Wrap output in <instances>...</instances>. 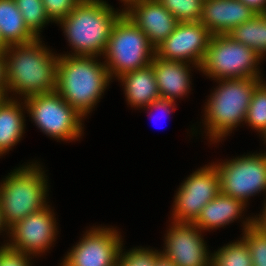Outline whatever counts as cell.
<instances>
[{
    "label": "cell",
    "instance_id": "15",
    "mask_svg": "<svg viewBox=\"0 0 266 266\" xmlns=\"http://www.w3.org/2000/svg\"><path fill=\"white\" fill-rule=\"evenodd\" d=\"M127 9L124 14L146 34L154 48L161 44L179 23L158 0H142L128 5Z\"/></svg>",
    "mask_w": 266,
    "mask_h": 266
},
{
    "label": "cell",
    "instance_id": "16",
    "mask_svg": "<svg viewBox=\"0 0 266 266\" xmlns=\"http://www.w3.org/2000/svg\"><path fill=\"white\" fill-rule=\"evenodd\" d=\"M255 15L239 0H204L199 22L213 35L228 34Z\"/></svg>",
    "mask_w": 266,
    "mask_h": 266
},
{
    "label": "cell",
    "instance_id": "23",
    "mask_svg": "<svg viewBox=\"0 0 266 266\" xmlns=\"http://www.w3.org/2000/svg\"><path fill=\"white\" fill-rule=\"evenodd\" d=\"M213 255L211 266H252L250 250L243 239L222 247Z\"/></svg>",
    "mask_w": 266,
    "mask_h": 266
},
{
    "label": "cell",
    "instance_id": "10",
    "mask_svg": "<svg viewBox=\"0 0 266 266\" xmlns=\"http://www.w3.org/2000/svg\"><path fill=\"white\" fill-rule=\"evenodd\" d=\"M174 201L175 222L193 223L203 207L220 193V180L215 165L205 166L187 178Z\"/></svg>",
    "mask_w": 266,
    "mask_h": 266
},
{
    "label": "cell",
    "instance_id": "7",
    "mask_svg": "<svg viewBox=\"0 0 266 266\" xmlns=\"http://www.w3.org/2000/svg\"><path fill=\"white\" fill-rule=\"evenodd\" d=\"M261 57L227 34L213 35L200 65L203 73L220 79L260 77L257 65Z\"/></svg>",
    "mask_w": 266,
    "mask_h": 266
},
{
    "label": "cell",
    "instance_id": "17",
    "mask_svg": "<svg viewBox=\"0 0 266 266\" xmlns=\"http://www.w3.org/2000/svg\"><path fill=\"white\" fill-rule=\"evenodd\" d=\"M151 63L161 99L174 101L188 92L190 75L187 63L164 60L156 55Z\"/></svg>",
    "mask_w": 266,
    "mask_h": 266
},
{
    "label": "cell",
    "instance_id": "24",
    "mask_svg": "<svg viewBox=\"0 0 266 266\" xmlns=\"http://www.w3.org/2000/svg\"><path fill=\"white\" fill-rule=\"evenodd\" d=\"M244 224L242 238L250 250L252 266H266V233L254 224V218Z\"/></svg>",
    "mask_w": 266,
    "mask_h": 266
},
{
    "label": "cell",
    "instance_id": "27",
    "mask_svg": "<svg viewBox=\"0 0 266 266\" xmlns=\"http://www.w3.org/2000/svg\"><path fill=\"white\" fill-rule=\"evenodd\" d=\"M179 22H198L204 0H158Z\"/></svg>",
    "mask_w": 266,
    "mask_h": 266
},
{
    "label": "cell",
    "instance_id": "2",
    "mask_svg": "<svg viewBox=\"0 0 266 266\" xmlns=\"http://www.w3.org/2000/svg\"><path fill=\"white\" fill-rule=\"evenodd\" d=\"M95 56L61 55L57 63L56 92L80 115L96 105L111 79Z\"/></svg>",
    "mask_w": 266,
    "mask_h": 266
},
{
    "label": "cell",
    "instance_id": "34",
    "mask_svg": "<svg viewBox=\"0 0 266 266\" xmlns=\"http://www.w3.org/2000/svg\"><path fill=\"white\" fill-rule=\"evenodd\" d=\"M154 266H176V265L165 255L159 253L156 257Z\"/></svg>",
    "mask_w": 266,
    "mask_h": 266
},
{
    "label": "cell",
    "instance_id": "26",
    "mask_svg": "<svg viewBox=\"0 0 266 266\" xmlns=\"http://www.w3.org/2000/svg\"><path fill=\"white\" fill-rule=\"evenodd\" d=\"M22 14L26 26L37 36L48 18L42 0H14Z\"/></svg>",
    "mask_w": 266,
    "mask_h": 266
},
{
    "label": "cell",
    "instance_id": "40",
    "mask_svg": "<svg viewBox=\"0 0 266 266\" xmlns=\"http://www.w3.org/2000/svg\"><path fill=\"white\" fill-rule=\"evenodd\" d=\"M112 266H121L119 262H116L114 265Z\"/></svg>",
    "mask_w": 266,
    "mask_h": 266
},
{
    "label": "cell",
    "instance_id": "28",
    "mask_svg": "<svg viewBox=\"0 0 266 266\" xmlns=\"http://www.w3.org/2000/svg\"><path fill=\"white\" fill-rule=\"evenodd\" d=\"M159 253L145 248H133L132 251L123 254L121 246L118 262L121 266H154Z\"/></svg>",
    "mask_w": 266,
    "mask_h": 266
},
{
    "label": "cell",
    "instance_id": "12",
    "mask_svg": "<svg viewBox=\"0 0 266 266\" xmlns=\"http://www.w3.org/2000/svg\"><path fill=\"white\" fill-rule=\"evenodd\" d=\"M118 232L93 228L66 255L62 266H112L118 262L122 245Z\"/></svg>",
    "mask_w": 266,
    "mask_h": 266
},
{
    "label": "cell",
    "instance_id": "35",
    "mask_svg": "<svg viewBox=\"0 0 266 266\" xmlns=\"http://www.w3.org/2000/svg\"><path fill=\"white\" fill-rule=\"evenodd\" d=\"M254 224L266 233V204L263 210V214L259 217V219L258 217L256 219L254 218Z\"/></svg>",
    "mask_w": 266,
    "mask_h": 266
},
{
    "label": "cell",
    "instance_id": "30",
    "mask_svg": "<svg viewBox=\"0 0 266 266\" xmlns=\"http://www.w3.org/2000/svg\"><path fill=\"white\" fill-rule=\"evenodd\" d=\"M28 255L11 249L7 245L0 248V266H30Z\"/></svg>",
    "mask_w": 266,
    "mask_h": 266
},
{
    "label": "cell",
    "instance_id": "22",
    "mask_svg": "<svg viewBox=\"0 0 266 266\" xmlns=\"http://www.w3.org/2000/svg\"><path fill=\"white\" fill-rule=\"evenodd\" d=\"M227 35L253 49L262 59L266 53V14L255 15L233 28Z\"/></svg>",
    "mask_w": 266,
    "mask_h": 266
},
{
    "label": "cell",
    "instance_id": "9",
    "mask_svg": "<svg viewBox=\"0 0 266 266\" xmlns=\"http://www.w3.org/2000/svg\"><path fill=\"white\" fill-rule=\"evenodd\" d=\"M215 167L219 174L220 193L226 196L245 203L249 196L266 190V153L235 158Z\"/></svg>",
    "mask_w": 266,
    "mask_h": 266
},
{
    "label": "cell",
    "instance_id": "25",
    "mask_svg": "<svg viewBox=\"0 0 266 266\" xmlns=\"http://www.w3.org/2000/svg\"><path fill=\"white\" fill-rule=\"evenodd\" d=\"M266 136V84L261 81L255 88L249 104L245 123Z\"/></svg>",
    "mask_w": 266,
    "mask_h": 266
},
{
    "label": "cell",
    "instance_id": "14",
    "mask_svg": "<svg viewBox=\"0 0 266 266\" xmlns=\"http://www.w3.org/2000/svg\"><path fill=\"white\" fill-rule=\"evenodd\" d=\"M198 229L193 223L174 221L162 254L176 266H211V258Z\"/></svg>",
    "mask_w": 266,
    "mask_h": 266
},
{
    "label": "cell",
    "instance_id": "20",
    "mask_svg": "<svg viewBox=\"0 0 266 266\" xmlns=\"http://www.w3.org/2000/svg\"><path fill=\"white\" fill-rule=\"evenodd\" d=\"M0 35L8 46L26 44L38 38L26 26L14 0H0Z\"/></svg>",
    "mask_w": 266,
    "mask_h": 266
},
{
    "label": "cell",
    "instance_id": "11",
    "mask_svg": "<svg viewBox=\"0 0 266 266\" xmlns=\"http://www.w3.org/2000/svg\"><path fill=\"white\" fill-rule=\"evenodd\" d=\"M212 36L213 34L199 21L179 22L175 30L155 48V55L170 61H193L198 68Z\"/></svg>",
    "mask_w": 266,
    "mask_h": 266
},
{
    "label": "cell",
    "instance_id": "39",
    "mask_svg": "<svg viewBox=\"0 0 266 266\" xmlns=\"http://www.w3.org/2000/svg\"><path fill=\"white\" fill-rule=\"evenodd\" d=\"M122 1H124L125 4L127 3V4L131 5V4H134V3L140 2V1H142V0H122Z\"/></svg>",
    "mask_w": 266,
    "mask_h": 266
},
{
    "label": "cell",
    "instance_id": "29",
    "mask_svg": "<svg viewBox=\"0 0 266 266\" xmlns=\"http://www.w3.org/2000/svg\"><path fill=\"white\" fill-rule=\"evenodd\" d=\"M81 0H42L50 21L60 22Z\"/></svg>",
    "mask_w": 266,
    "mask_h": 266
},
{
    "label": "cell",
    "instance_id": "8",
    "mask_svg": "<svg viewBox=\"0 0 266 266\" xmlns=\"http://www.w3.org/2000/svg\"><path fill=\"white\" fill-rule=\"evenodd\" d=\"M25 104L36 125L50 137L74 140L81 136L83 116L56 91L30 96Z\"/></svg>",
    "mask_w": 266,
    "mask_h": 266
},
{
    "label": "cell",
    "instance_id": "18",
    "mask_svg": "<svg viewBox=\"0 0 266 266\" xmlns=\"http://www.w3.org/2000/svg\"><path fill=\"white\" fill-rule=\"evenodd\" d=\"M125 86V95L131 106H148L161 99L152 63L119 77Z\"/></svg>",
    "mask_w": 266,
    "mask_h": 266
},
{
    "label": "cell",
    "instance_id": "36",
    "mask_svg": "<svg viewBox=\"0 0 266 266\" xmlns=\"http://www.w3.org/2000/svg\"><path fill=\"white\" fill-rule=\"evenodd\" d=\"M7 91V88H0V107L9 99L5 96Z\"/></svg>",
    "mask_w": 266,
    "mask_h": 266
},
{
    "label": "cell",
    "instance_id": "21",
    "mask_svg": "<svg viewBox=\"0 0 266 266\" xmlns=\"http://www.w3.org/2000/svg\"><path fill=\"white\" fill-rule=\"evenodd\" d=\"M20 104L8 99L0 107V156L11 149L21 138L24 130V117Z\"/></svg>",
    "mask_w": 266,
    "mask_h": 266
},
{
    "label": "cell",
    "instance_id": "5",
    "mask_svg": "<svg viewBox=\"0 0 266 266\" xmlns=\"http://www.w3.org/2000/svg\"><path fill=\"white\" fill-rule=\"evenodd\" d=\"M37 165L19 167L0 185L2 219L9 229L28 215L47 207V182Z\"/></svg>",
    "mask_w": 266,
    "mask_h": 266
},
{
    "label": "cell",
    "instance_id": "1",
    "mask_svg": "<svg viewBox=\"0 0 266 266\" xmlns=\"http://www.w3.org/2000/svg\"><path fill=\"white\" fill-rule=\"evenodd\" d=\"M40 42L38 37L26 44L9 45L3 52L7 90L23 94L24 98L56 91L59 57Z\"/></svg>",
    "mask_w": 266,
    "mask_h": 266
},
{
    "label": "cell",
    "instance_id": "31",
    "mask_svg": "<svg viewBox=\"0 0 266 266\" xmlns=\"http://www.w3.org/2000/svg\"><path fill=\"white\" fill-rule=\"evenodd\" d=\"M257 14H266V0H239Z\"/></svg>",
    "mask_w": 266,
    "mask_h": 266
},
{
    "label": "cell",
    "instance_id": "3",
    "mask_svg": "<svg viewBox=\"0 0 266 266\" xmlns=\"http://www.w3.org/2000/svg\"><path fill=\"white\" fill-rule=\"evenodd\" d=\"M123 13L114 12L102 0H81L59 23L74 55L97 56L105 53L112 29Z\"/></svg>",
    "mask_w": 266,
    "mask_h": 266
},
{
    "label": "cell",
    "instance_id": "6",
    "mask_svg": "<svg viewBox=\"0 0 266 266\" xmlns=\"http://www.w3.org/2000/svg\"><path fill=\"white\" fill-rule=\"evenodd\" d=\"M104 55L108 59L105 66L110 77L114 73L119 78L151 64L155 48L149 43L146 34L123 13L112 29Z\"/></svg>",
    "mask_w": 266,
    "mask_h": 266
},
{
    "label": "cell",
    "instance_id": "19",
    "mask_svg": "<svg viewBox=\"0 0 266 266\" xmlns=\"http://www.w3.org/2000/svg\"><path fill=\"white\" fill-rule=\"evenodd\" d=\"M245 204L239 199L219 193L203 207L193 224L199 228L200 232L202 229L208 230L210 228L213 230L221 225L229 224L240 216Z\"/></svg>",
    "mask_w": 266,
    "mask_h": 266
},
{
    "label": "cell",
    "instance_id": "32",
    "mask_svg": "<svg viewBox=\"0 0 266 266\" xmlns=\"http://www.w3.org/2000/svg\"><path fill=\"white\" fill-rule=\"evenodd\" d=\"M174 101H171V100H166V99H159L157 101H154L153 103H151L150 105H148L147 107L150 109V108H153V110L156 108H160V109H163V112H167V113H170L171 111L169 110V108L171 109V107L174 109Z\"/></svg>",
    "mask_w": 266,
    "mask_h": 266
},
{
    "label": "cell",
    "instance_id": "37",
    "mask_svg": "<svg viewBox=\"0 0 266 266\" xmlns=\"http://www.w3.org/2000/svg\"><path fill=\"white\" fill-rule=\"evenodd\" d=\"M8 45L2 40V37L0 35V53H3Z\"/></svg>",
    "mask_w": 266,
    "mask_h": 266
},
{
    "label": "cell",
    "instance_id": "38",
    "mask_svg": "<svg viewBox=\"0 0 266 266\" xmlns=\"http://www.w3.org/2000/svg\"><path fill=\"white\" fill-rule=\"evenodd\" d=\"M4 227H6V225L2 219V211H1V207H0V229L2 230Z\"/></svg>",
    "mask_w": 266,
    "mask_h": 266
},
{
    "label": "cell",
    "instance_id": "33",
    "mask_svg": "<svg viewBox=\"0 0 266 266\" xmlns=\"http://www.w3.org/2000/svg\"><path fill=\"white\" fill-rule=\"evenodd\" d=\"M0 88H7L5 77V59L3 53H0Z\"/></svg>",
    "mask_w": 266,
    "mask_h": 266
},
{
    "label": "cell",
    "instance_id": "13",
    "mask_svg": "<svg viewBox=\"0 0 266 266\" xmlns=\"http://www.w3.org/2000/svg\"><path fill=\"white\" fill-rule=\"evenodd\" d=\"M55 222L49 207L32 213L8 229L14 242L7 246L27 255L42 253L55 239Z\"/></svg>",
    "mask_w": 266,
    "mask_h": 266
},
{
    "label": "cell",
    "instance_id": "4",
    "mask_svg": "<svg viewBox=\"0 0 266 266\" xmlns=\"http://www.w3.org/2000/svg\"><path fill=\"white\" fill-rule=\"evenodd\" d=\"M219 81L222 83L214 90L205 108L207 133L215 141H219L240 122L245 121L254 90L261 82L260 77Z\"/></svg>",
    "mask_w": 266,
    "mask_h": 266
}]
</instances>
